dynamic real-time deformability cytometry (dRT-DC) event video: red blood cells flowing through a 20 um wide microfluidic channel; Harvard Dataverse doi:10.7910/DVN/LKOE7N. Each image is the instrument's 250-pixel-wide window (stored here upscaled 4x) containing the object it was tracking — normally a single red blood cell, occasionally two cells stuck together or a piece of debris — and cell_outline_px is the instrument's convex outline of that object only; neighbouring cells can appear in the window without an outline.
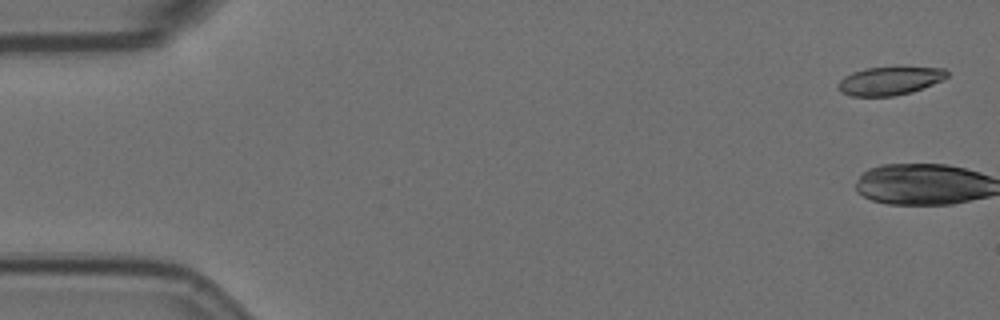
{"species": "Egyptian fruit bat (a non-hibernating species)", "species_latin": "Rousettus aegyptiacus", "temperature_condition": "room temperature", "stored_images_in_passage": 7, "camera_frame_rate_fps": 3000, "um_per_image_px": 0.085, "animal": {"sex": "female"}, "frame": {"image": 1, "passage_image": 1, "time_ms": 0.0, "image_size_px": [1000, 320], "cell_outline_px": [[948, 76], [944, 80], [912, 92], [892, 96], [852, 96], [840, 92], [836, 88], [836, 84], [844, 76], [852, 72], [864, 68], [944, 68], [948, 72]], "centroid_in_image_um": [75.58, 6.89], "position_along_channel_um": 9.4, "area_um2": 17.92}}